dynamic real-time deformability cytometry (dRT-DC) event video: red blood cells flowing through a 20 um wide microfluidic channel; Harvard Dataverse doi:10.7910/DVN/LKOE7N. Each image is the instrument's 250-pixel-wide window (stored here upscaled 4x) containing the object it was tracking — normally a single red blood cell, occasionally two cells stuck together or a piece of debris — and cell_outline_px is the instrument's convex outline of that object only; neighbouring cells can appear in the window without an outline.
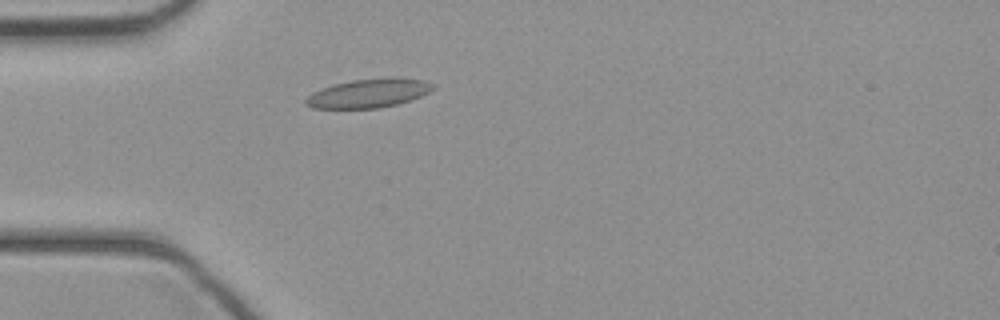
{"species": "common noctule bat (a hibernating species)", "species_latin": "Nyctalus noctula", "temperature_condition": "cold", "stored_images_in_passage": 33, "camera_frame_rate_fps": 3000, "um_per_image_px": 0.085, "animal": {"sex": "female", "body_mass_g": 21.9}, "frame": {"image": 1, "passage_image": 1, "time_ms": 0.0, "image_size_px": [1000, 320], "cell_outline_px": [[436, 88], [420, 96], [396, 104], [380, 108], [312, 108], [304, 104], [304, 100], [312, 92], [320, 88], [352, 80], [392, 76], [396, 76], [424, 80], [436, 84]], "centroid_in_image_um": [31.35, 7.9], "position_along_channel_um": 53.6, "area_um2": 21.62}}
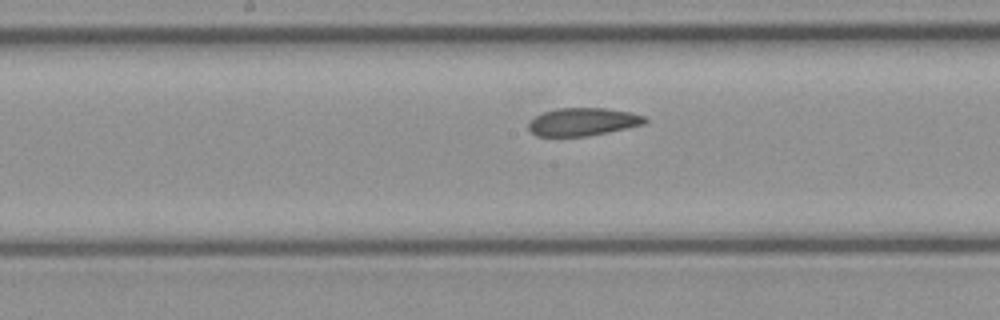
{"frame": {"image": 2, "passage_image": 11, "time_ms": 3.333, "image_size_px": [1000, 320], "cell_outline_px": [[648, 120], [644, 124], [608, 132], [588, 136], [536, 136], [528, 128], [528, 124], [536, 116], [544, 112], [560, 108], [608, 108], [632, 112], [644, 116]], "centroid_in_image_um": [49.57, 10.35], "position_along_channel_um": 198.6, "area_um2": 18.84}}
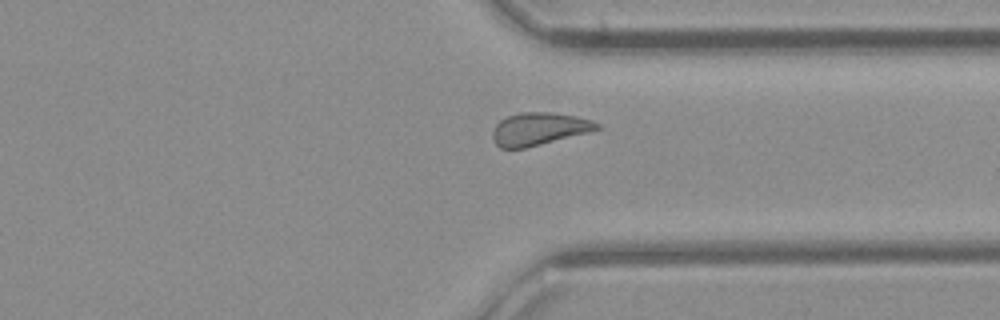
{"frame": {"image": 3, "passage_image": 22, "time_ms": 7.0, "image_size_px": [1000, 320], "cell_outline_px": [[600, 128], [588, 132], [524, 148], [500, 148], [496, 144], [492, 136], [492, 132], [496, 124], [500, 120], [508, 116], [520, 112], [552, 112], [576, 116], [592, 120], [600, 124]], "centroid_in_image_um": [45.8, 10.94], "position_along_channel_um": 365.6, "area_um2": 19.65}}